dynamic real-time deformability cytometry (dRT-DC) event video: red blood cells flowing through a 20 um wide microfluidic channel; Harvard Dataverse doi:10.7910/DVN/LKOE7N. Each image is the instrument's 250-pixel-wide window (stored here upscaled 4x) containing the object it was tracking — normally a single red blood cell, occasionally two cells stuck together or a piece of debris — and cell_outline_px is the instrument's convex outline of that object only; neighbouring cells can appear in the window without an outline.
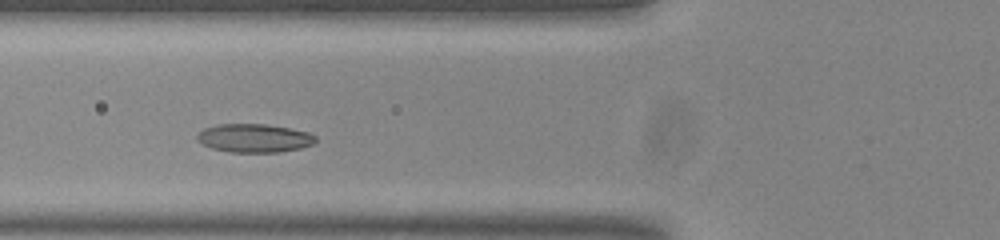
{"species": "common noctule bat (a hibernating species)", "species_latin": "Nyctalus noctula", "temperature_condition": "room temperature", "stored_images_in_passage": 44, "camera_frame_rate_fps": 3000, "um_per_image_px": 0.085, "animal": {"sex": "male", "body_mass_g": 20.0, "forearm_length_mm": 53.3}, "frame": {"image": 1, "passage_image": 10, "time_ms": 3.0, "image_size_px": [1000, 240], "cell_outline_px": [[316, 140], [312, 144], [300, 148], [280, 152], [228, 152], [212, 148], [196, 140], [196, 136], [204, 128], [220, 124], [264, 124], [288, 128], [308, 132], [316, 136]], "centroid_in_image_um": [21.6, 11.74], "position_along_channel_um": 104.2, "area_um2": 19.54}}
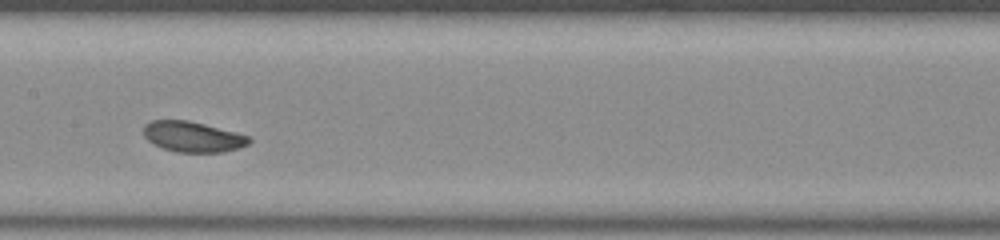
{"frame": {"image": 2, "passage_image": 17, "time_ms": 5.333, "image_size_px": [1000, 240], "cell_outline_px": [[252, 140], [248, 144], [240, 148], [224, 152], [176, 152], [164, 148], [148, 140], [144, 136], [144, 124], [152, 120], [188, 120], [236, 132], [248, 136]], "centroid_in_image_um": [16.4, 11.62], "position_along_channel_um": 191.0, "area_um2": 18.67}}
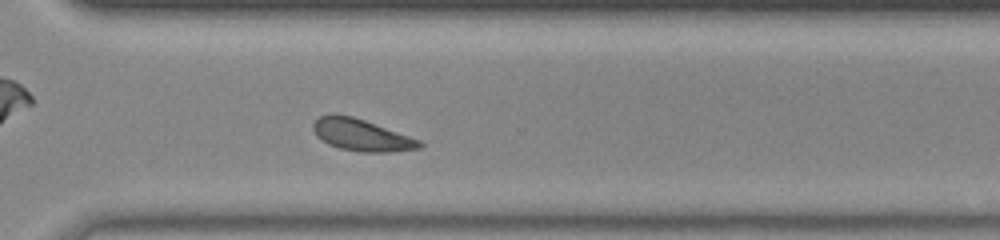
{"frame": {"image": 3, "passage_image": 29, "time_ms": 9.333, "image_size_px": [1000, 240], "cell_outline_px": [[424, 144], [420, 148], [392, 152], [360, 152], [340, 148], [328, 144], [316, 136], [312, 128], [312, 124], [320, 116], [332, 112], [336, 112], [352, 116], [364, 120], [420, 140]], "centroid_in_image_um": [30.68, 11.46], "position_along_channel_um": 339.9, "area_um2": 19.83}, "authors_computed_cell_mechanics": {"area_um2": 19.363, "velocity_mm_per_s": 3.7208, "shape_relaxation_time_tau1_ms": 5.3044, "shape_relaxation_time_tau2_ms": null, "deformation_change_tau1": 0.1278, "deformation_change_tau2": null}}